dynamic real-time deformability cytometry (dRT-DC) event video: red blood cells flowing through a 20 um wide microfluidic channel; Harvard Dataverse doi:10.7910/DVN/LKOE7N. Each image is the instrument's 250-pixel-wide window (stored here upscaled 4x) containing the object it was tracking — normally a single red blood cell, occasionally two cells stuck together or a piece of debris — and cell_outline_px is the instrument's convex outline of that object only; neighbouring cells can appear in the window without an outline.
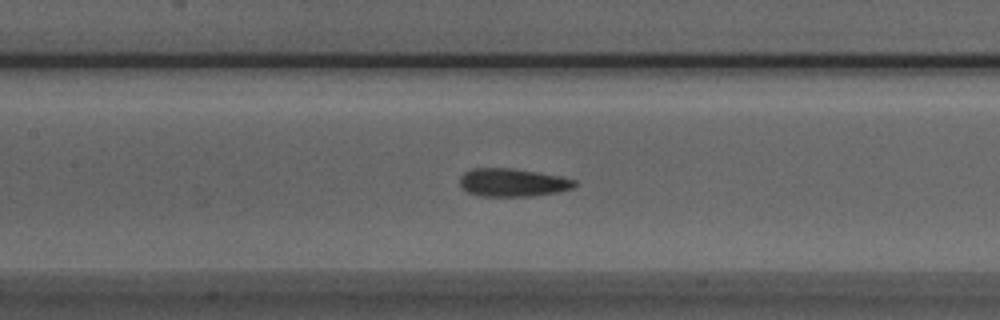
{"species": "Egyptian fruit bat (a non-hibernating species)", "species_latin": "Rousettus aegyptiacus", "temperature_condition": "room temperature", "stored_images_in_passage": 44, "camera_frame_rate_fps": 3000, "um_per_image_px": 0.085, "animal": {"sex": "male"}, "frame": {"image": 1, "passage_image": 15, "time_ms": 4.667, "image_size_px": [1000, 320], "cell_outline_px": [[580, 184], [572, 188], [556, 192], [532, 196], [476, 196], [460, 188], [460, 176], [464, 172], [472, 168], [512, 168], [560, 176], [576, 180]], "centroid_in_image_um": [43.55, 15.51], "position_along_channel_um": 163.8, "area_um2": 18.96}}
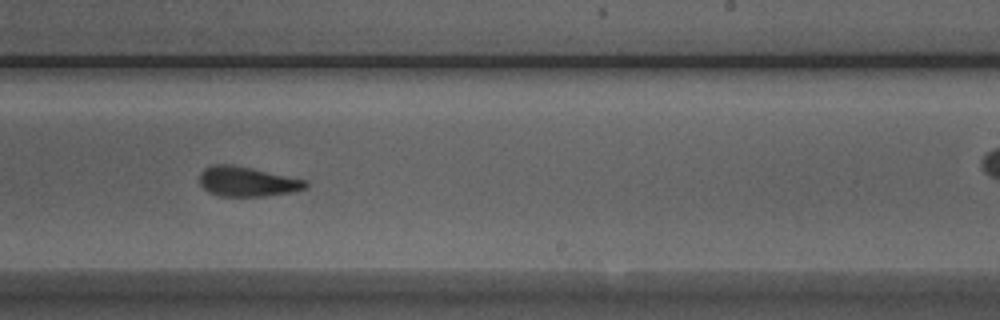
{"frame": {"image": 2, "passage_image": 23, "time_ms": 7.333, "image_size_px": [1000, 320], "cell_outline_px": [[308, 188], [292, 192], [264, 196], [220, 196], [208, 192], [200, 184], [200, 172], [204, 168], [212, 164], [232, 164], [252, 168], [308, 180]], "centroid_in_image_um": [21.02, 15.43], "position_along_channel_um": 268.0, "area_um2": 18.61}}
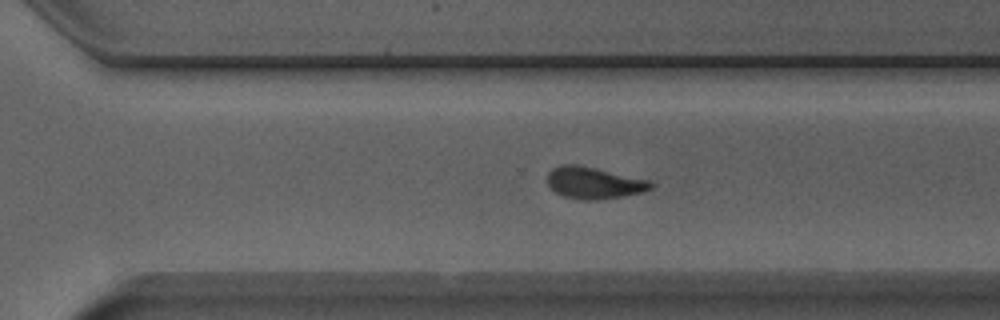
{"frame": {"image": 3, "passage_image": 27, "time_ms": 8.667, "image_size_px": [1000, 320], "cell_outline_px": [[656, 184], [652, 188], [644, 192], [596, 200], [580, 200], [564, 196], [556, 192], [548, 184], [548, 172], [552, 168], [560, 164], [576, 164], [652, 180]], "centroid_in_image_um": [50.52, 15.53], "position_along_channel_um": 320.1, "area_um2": 19.25}, "authors_computed_cell_mechanics": {"area_um2": 18.8717, "velocity_mm_per_s": 3.9241, "shape_relaxation_time_tau1_ms": 5.4184, "shape_relaxation_time_tau2_ms": 2.0118, "deformation_change_tau1": 0.1702, "deformation_change_tau2": 0.1007}}